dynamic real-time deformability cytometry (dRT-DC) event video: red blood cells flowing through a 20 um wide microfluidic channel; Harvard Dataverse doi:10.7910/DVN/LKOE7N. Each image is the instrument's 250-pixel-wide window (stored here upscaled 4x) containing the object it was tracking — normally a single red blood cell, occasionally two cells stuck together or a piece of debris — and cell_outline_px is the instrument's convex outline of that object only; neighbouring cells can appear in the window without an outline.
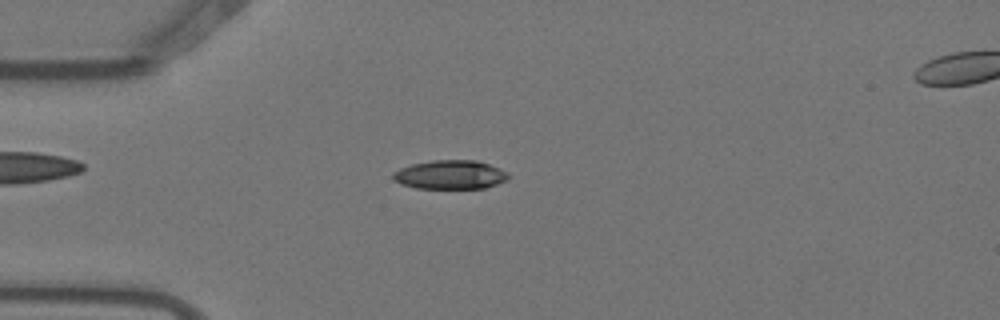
{"species": "Egyptian fruit bat (a non-hibernating species)", "species_latin": "Rousettus aegyptiacus", "temperature_condition": "warm", "stored_images_in_passage": 5, "camera_frame_rate_fps": 3000, "um_per_image_px": 0.085, "animal": {"sex": "female"}, "frame": {"image": 1, "passage_image": 4, "time_ms": 1.0, "image_size_px": [1000, 320], "cell_outline_px": [[508, 180], [484, 188], [416, 188], [400, 184], [392, 180], [392, 172], [400, 168], [412, 164], [432, 160], [476, 160], [488, 164], [508, 172]], "centroid_in_image_um": [38.23, 14.85], "position_along_channel_um": 46.8, "area_um2": 19.48}}